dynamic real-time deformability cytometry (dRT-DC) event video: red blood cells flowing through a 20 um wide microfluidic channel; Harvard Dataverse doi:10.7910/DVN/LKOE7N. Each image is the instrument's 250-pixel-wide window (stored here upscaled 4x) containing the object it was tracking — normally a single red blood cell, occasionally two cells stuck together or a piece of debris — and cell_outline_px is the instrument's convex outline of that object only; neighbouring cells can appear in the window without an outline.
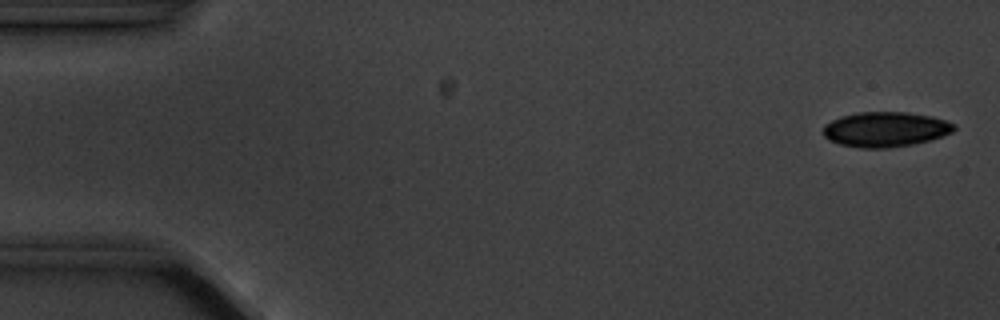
{"species": "common noctule bat (a hibernating species)", "species_latin": "Nyctalus noctula", "temperature_condition": "cold", "stored_images_in_passage": 4, "camera_frame_rate_fps": 3000, "um_per_image_px": 0.085, "animal": {"sex": "male", "body_mass_g": 20.1, "forearm_length_mm": 53.5}, "frame": {"image": 1, "passage_image": 1, "time_ms": 0.0, "image_size_px": [1000, 320], "cell_outline_px": [[956, 128], [952, 132], [932, 140], [912, 144], [888, 148], [860, 148], [840, 144], [828, 140], [820, 132], [824, 124], [840, 116], [856, 112], [908, 112], [932, 116], [956, 124]], "centroid_in_image_um": [75.23, 10.99], "position_along_channel_um": 9.8, "area_um2": 27.05}}